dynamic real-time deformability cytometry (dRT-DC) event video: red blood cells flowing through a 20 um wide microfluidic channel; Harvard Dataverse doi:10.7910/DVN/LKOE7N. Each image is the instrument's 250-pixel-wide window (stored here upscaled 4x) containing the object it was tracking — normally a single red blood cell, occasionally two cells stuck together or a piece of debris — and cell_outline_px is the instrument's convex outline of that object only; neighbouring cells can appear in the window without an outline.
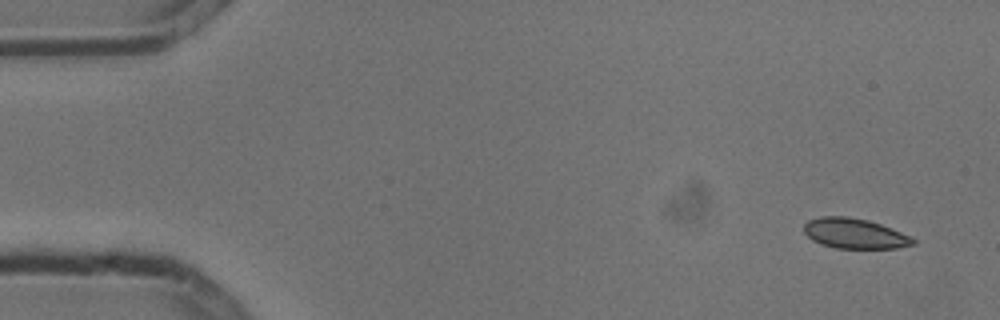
{"species": "common noctule bat (a hibernating species)", "species_latin": "Nyctalus noctula", "temperature_condition": "cold", "stored_images_in_passage": 4, "camera_frame_rate_fps": 3000, "um_per_image_px": 0.085, "animal": {"sex": "male", "body_mass_g": 13.3}, "frame": {"image": 1, "passage_image": 1, "time_ms": 0.0, "image_size_px": [1000, 320], "cell_outline_px": [[916, 244], [896, 248], [836, 248], [820, 244], [812, 240], [804, 232], [804, 224], [808, 220], [820, 216], [848, 216], [868, 220], [880, 224], [900, 232], [916, 240]], "centroid_in_image_um": [72.61, 19.84], "position_along_channel_um": 12.4, "area_um2": 19.13}}